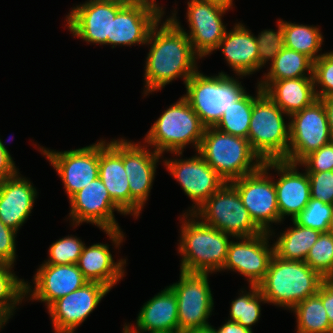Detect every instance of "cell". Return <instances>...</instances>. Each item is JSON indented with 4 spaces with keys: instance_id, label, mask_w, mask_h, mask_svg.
<instances>
[{
    "instance_id": "1",
    "label": "cell",
    "mask_w": 333,
    "mask_h": 333,
    "mask_svg": "<svg viewBox=\"0 0 333 333\" xmlns=\"http://www.w3.org/2000/svg\"><path fill=\"white\" fill-rule=\"evenodd\" d=\"M160 28L158 25H160ZM150 50L145 64V95L161 90L176 78L184 84L198 71L195 53L188 36L170 18L161 19L151 29L146 45Z\"/></svg>"
},
{
    "instance_id": "2",
    "label": "cell",
    "mask_w": 333,
    "mask_h": 333,
    "mask_svg": "<svg viewBox=\"0 0 333 333\" xmlns=\"http://www.w3.org/2000/svg\"><path fill=\"white\" fill-rule=\"evenodd\" d=\"M182 216L178 246V252L182 256L180 270L208 274L220 272L226 261L231 235L206 225L199 219L195 220L193 213H184Z\"/></svg>"
},
{
    "instance_id": "3",
    "label": "cell",
    "mask_w": 333,
    "mask_h": 333,
    "mask_svg": "<svg viewBox=\"0 0 333 333\" xmlns=\"http://www.w3.org/2000/svg\"><path fill=\"white\" fill-rule=\"evenodd\" d=\"M324 280L305 261L284 260L274 254L258 287L267 304L291 310L307 297L317 294Z\"/></svg>"
},
{
    "instance_id": "4",
    "label": "cell",
    "mask_w": 333,
    "mask_h": 333,
    "mask_svg": "<svg viewBox=\"0 0 333 333\" xmlns=\"http://www.w3.org/2000/svg\"><path fill=\"white\" fill-rule=\"evenodd\" d=\"M197 152L226 182L251 174L263 165L248 139L215 127L205 128Z\"/></svg>"
},
{
    "instance_id": "5",
    "label": "cell",
    "mask_w": 333,
    "mask_h": 333,
    "mask_svg": "<svg viewBox=\"0 0 333 333\" xmlns=\"http://www.w3.org/2000/svg\"><path fill=\"white\" fill-rule=\"evenodd\" d=\"M205 126L182 96L166 109L147 132L144 143L153 146L154 151H165L180 157L186 145L191 144L198 151L204 135Z\"/></svg>"
},
{
    "instance_id": "6",
    "label": "cell",
    "mask_w": 333,
    "mask_h": 333,
    "mask_svg": "<svg viewBox=\"0 0 333 333\" xmlns=\"http://www.w3.org/2000/svg\"><path fill=\"white\" fill-rule=\"evenodd\" d=\"M281 110L257 86L250 119L248 141L263 162L284 160L289 148V122L286 125Z\"/></svg>"
},
{
    "instance_id": "7",
    "label": "cell",
    "mask_w": 333,
    "mask_h": 333,
    "mask_svg": "<svg viewBox=\"0 0 333 333\" xmlns=\"http://www.w3.org/2000/svg\"><path fill=\"white\" fill-rule=\"evenodd\" d=\"M185 88L183 97L205 127H214L226 108L246 92L241 82L222 71L217 76L196 71L185 83Z\"/></svg>"
},
{
    "instance_id": "8",
    "label": "cell",
    "mask_w": 333,
    "mask_h": 333,
    "mask_svg": "<svg viewBox=\"0 0 333 333\" xmlns=\"http://www.w3.org/2000/svg\"><path fill=\"white\" fill-rule=\"evenodd\" d=\"M206 225L233 238L256 236L263 231L251 219L237 189L226 182L213 193L194 213Z\"/></svg>"
},
{
    "instance_id": "9",
    "label": "cell",
    "mask_w": 333,
    "mask_h": 333,
    "mask_svg": "<svg viewBox=\"0 0 333 333\" xmlns=\"http://www.w3.org/2000/svg\"><path fill=\"white\" fill-rule=\"evenodd\" d=\"M69 201V216L74 226L82 222L95 224L106 232L116 247L120 246L124 235L113 213L126 214L113 202L99 177L75 193Z\"/></svg>"
},
{
    "instance_id": "10",
    "label": "cell",
    "mask_w": 333,
    "mask_h": 333,
    "mask_svg": "<svg viewBox=\"0 0 333 333\" xmlns=\"http://www.w3.org/2000/svg\"><path fill=\"white\" fill-rule=\"evenodd\" d=\"M289 148L285 161L299 164L332 141L327 112L320 99L289 116Z\"/></svg>"
},
{
    "instance_id": "11",
    "label": "cell",
    "mask_w": 333,
    "mask_h": 333,
    "mask_svg": "<svg viewBox=\"0 0 333 333\" xmlns=\"http://www.w3.org/2000/svg\"><path fill=\"white\" fill-rule=\"evenodd\" d=\"M208 281V273L180 270L178 283L168 286L177 298L179 331L211 326L207 320L212 315L214 301Z\"/></svg>"
},
{
    "instance_id": "12",
    "label": "cell",
    "mask_w": 333,
    "mask_h": 333,
    "mask_svg": "<svg viewBox=\"0 0 333 333\" xmlns=\"http://www.w3.org/2000/svg\"><path fill=\"white\" fill-rule=\"evenodd\" d=\"M268 171V161H265L255 172L230 182L251 219L263 232H271V223H280L276 188Z\"/></svg>"
},
{
    "instance_id": "13",
    "label": "cell",
    "mask_w": 333,
    "mask_h": 333,
    "mask_svg": "<svg viewBox=\"0 0 333 333\" xmlns=\"http://www.w3.org/2000/svg\"><path fill=\"white\" fill-rule=\"evenodd\" d=\"M187 4L189 33L181 27L176 13H172L169 18L188 36L195 53L204 58L215 51L223 39L226 26L221 18L230 8L205 0H190Z\"/></svg>"
},
{
    "instance_id": "14",
    "label": "cell",
    "mask_w": 333,
    "mask_h": 333,
    "mask_svg": "<svg viewBox=\"0 0 333 333\" xmlns=\"http://www.w3.org/2000/svg\"><path fill=\"white\" fill-rule=\"evenodd\" d=\"M126 3L125 0H88L77 5L66 17L68 30L87 43L111 45L112 18Z\"/></svg>"
},
{
    "instance_id": "15",
    "label": "cell",
    "mask_w": 333,
    "mask_h": 333,
    "mask_svg": "<svg viewBox=\"0 0 333 333\" xmlns=\"http://www.w3.org/2000/svg\"><path fill=\"white\" fill-rule=\"evenodd\" d=\"M39 148L61 177L69 199L98 177L99 142L64 152Z\"/></svg>"
},
{
    "instance_id": "16",
    "label": "cell",
    "mask_w": 333,
    "mask_h": 333,
    "mask_svg": "<svg viewBox=\"0 0 333 333\" xmlns=\"http://www.w3.org/2000/svg\"><path fill=\"white\" fill-rule=\"evenodd\" d=\"M163 160L170 175L181 185L184 193L194 202L189 212L194 213L226 181L202 158Z\"/></svg>"
},
{
    "instance_id": "17",
    "label": "cell",
    "mask_w": 333,
    "mask_h": 333,
    "mask_svg": "<svg viewBox=\"0 0 333 333\" xmlns=\"http://www.w3.org/2000/svg\"><path fill=\"white\" fill-rule=\"evenodd\" d=\"M162 155L147 145L123 139V165L130 188V214L136 219L144 207L155 178L156 164Z\"/></svg>"
},
{
    "instance_id": "18",
    "label": "cell",
    "mask_w": 333,
    "mask_h": 333,
    "mask_svg": "<svg viewBox=\"0 0 333 333\" xmlns=\"http://www.w3.org/2000/svg\"><path fill=\"white\" fill-rule=\"evenodd\" d=\"M271 232L256 236L236 238L231 241L222 270L237 271L245 276L249 285H258L265 277L270 261L274 256V245L269 247Z\"/></svg>"
},
{
    "instance_id": "19",
    "label": "cell",
    "mask_w": 333,
    "mask_h": 333,
    "mask_svg": "<svg viewBox=\"0 0 333 333\" xmlns=\"http://www.w3.org/2000/svg\"><path fill=\"white\" fill-rule=\"evenodd\" d=\"M111 289L103 284L88 282L83 287L54 301L48 313L55 332H73L97 308Z\"/></svg>"
},
{
    "instance_id": "20",
    "label": "cell",
    "mask_w": 333,
    "mask_h": 333,
    "mask_svg": "<svg viewBox=\"0 0 333 333\" xmlns=\"http://www.w3.org/2000/svg\"><path fill=\"white\" fill-rule=\"evenodd\" d=\"M33 281L35 284L33 290L26 282V296L28 295L27 297L31 300H40L46 303V308L57 299L88 283L77 264L51 265L43 263L37 269Z\"/></svg>"
},
{
    "instance_id": "21",
    "label": "cell",
    "mask_w": 333,
    "mask_h": 333,
    "mask_svg": "<svg viewBox=\"0 0 333 333\" xmlns=\"http://www.w3.org/2000/svg\"><path fill=\"white\" fill-rule=\"evenodd\" d=\"M296 163L285 160L268 161V169L278 171L279 179L274 181L277 194L280 223L284 216L293 220L310 200V180L308 173L297 171Z\"/></svg>"
},
{
    "instance_id": "22",
    "label": "cell",
    "mask_w": 333,
    "mask_h": 333,
    "mask_svg": "<svg viewBox=\"0 0 333 333\" xmlns=\"http://www.w3.org/2000/svg\"><path fill=\"white\" fill-rule=\"evenodd\" d=\"M98 177L106 186L113 202L130 215V188L123 165V139L99 142Z\"/></svg>"
},
{
    "instance_id": "23",
    "label": "cell",
    "mask_w": 333,
    "mask_h": 333,
    "mask_svg": "<svg viewBox=\"0 0 333 333\" xmlns=\"http://www.w3.org/2000/svg\"><path fill=\"white\" fill-rule=\"evenodd\" d=\"M18 174L0 181V220L16 232L30 216L37 196L30 180Z\"/></svg>"
},
{
    "instance_id": "24",
    "label": "cell",
    "mask_w": 333,
    "mask_h": 333,
    "mask_svg": "<svg viewBox=\"0 0 333 333\" xmlns=\"http://www.w3.org/2000/svg\"><path fill=\"white\" fill-rule=\"evenodd\" d=\"M160 19L146 7L126 3L112 18V47L146 44L151 29Z\"/></svg>"
},
{
    "instance_id": "25",
    "label": "cell",
    "mask_w": 333,
    "mask_h": 333,
    "mask_svg": "<svg viewBox=\"0 0 333 333\" xmlns=\"http://www.w3.org/2000/svg\"><path fill=\"white\" fill-rule=\"evenodd\" d=\"M136 326L125 325L131 333H170L179 331L178 303L175 293L167 286L145 302L141 308Z\"/></svg>"
},
{
    "instance_id": "26",
    "label": "cell",
    "mask_w": 333,
    "mask_h": 333,
    "mask_svg": "<svg viewBox=\"0 0 333 333\" xmlns=\"http://www.w3.org/2000/svg\"><path fill=\"white\" fill-rule=\"evenodd\" d=\"M219 48L228 65L239 77L253 74L259 69L256 38L243 24H236L230 32L226 30L216 50Z\"/></svg>"
},
{
    "instance_id": "27",
    "label": "cell",
    "mask_w": 333,
    "mask_h": 333,
    "mask_svg": "<svg viewBox=\"0 0 333 333\" xmlns=\"http://www.w3.org/2000/svg\"><path fill=\"white\" fill-rule=\"evenodd\" d=\"M258 83L265 94L284 111L286 116L301 111L317 100L313 77Z\"/></svg>"
},
{
    "instance_id": "28",
    "label": "cell",
    "mask_w": 333,
    "mask_h": 333,
    "mask_svg": "<svg viewBox=\"0 0 333 333\" xmlns=\"http://www.w3.org/2000/svg\"><path fill=\"white\" fill-rule=\"evenodd\" d=\"M126 259L114 262L109 245L97 243L83 247L77 262L78 268L88 282L103 284L110 289L124 277Z\"/></svg>"
},
{
    "instance_id": "29",
    "label": "cell",
    "mask_w": 333,
    "mask_h": 333,
    "mask_svg": "<svg viewBox=\"0 0 333 333\" xmlns=\"http://www.w3.org/2000/svg\"><path fill=\"white\" fill-rule=\"evenodd\" d=\"M292 222L294 227L283 231L273 244L274 254L284 260L305 261L321 232Z\"/></svg>"
},
{
    "instance_id": "30",
    "label": "cell",
    "mask_w": 333,
    "mask_h": 333,
    "mask_svg": "<svg viewBox=\"0 0 333 333\" xmlns=\"http://www.w3.org/2000/svg\"><path fill=\"white\" fill-rule=\"evenodd\" d=\"M270 65L269 72L264 74V79L260 82L313 77V61L308 56L286 47L276 55Z\"/></svg>"
},
{
    "instance_id": "31",
    "label": "cell",
    "mask_w": 333,
    "mask_h": 333,
    "mask_svg": "<svg viewBox=\"0 0 333 333\" xmlns=\"http://www.w3.org/2000/svg\"><path fill=\"white\" fill-rule=\"evenodd\" d=\"M284 46L308 56L313 62L322 54H317L321 49L323 35L316 26L295 24L282 20Z\"/></svg>"
},
{
    "instance_id": "32",
    "label": "cell",
    "mask_w": 333,
    "mask_h": 333,
    "mask_svg": "<svg viewBox=\"0 0 333 333\" xmlns=\"http://www.w3.org/2000/svg\"><path fill=\"white\" fill-rule=\"evenodd\" d=\"M291 310L297 316V333H333L322 300L317 294L307 297Z\"/></svg>"
},
{
    "instance_id": "33",
    "label": "cell",
    "mask_w": 333,
    "mask_h": 333,
    "mask_svg": "<svg viewBox=\"0 0 333 333\" xmlns=\"http://www.w3.org/2000/svg\"><path fill=\"white\" fill-rule=\"evenodd\" d=\"M253 103L254 96L245 92L226 108L214 127L224 133L247 139Z\"/></svg>"
},
{
    "instance_id": "34",
    "label": "cell",
    "mask_w": 333,
    "mask_h": 333,
    "mask_svg": "<svg viewBox=\"0 0 333 333\" xmlns=\"http://www.w3.org/2000/svg\"><path fill=\"white\" fill-rule=\"evenodd\" d=\"M12 267L0 263V314L8 321L16 310V305L21 304L26 297V282L11 271Z\"/></svg>"
},
{
    "instance_id": "35",
    "label": "cell",
    "mask_w": 333,
    "mask_h": 333,
    "mask_svg": "<svg viewBox=\"0 0 333 333\" xmlns=\"http://www.w3.org/2000/svg\"><path fill=\"white\" fill-rule=\"evenodd\" d=\"M249 291L245 293L242 290V295L232 301L229 321L238 322L245 328L252 330V325L258 322L261 315V302H267L258 285H250Z\"/></svg>"
},
{
    "instance_id": "36",
    "label": "cell",
    "mask_w": 333,
    "mask_h": 333,
    "mask_svg": "<svg viewBox=\"0 0 333 333\" xmlns=\"http://www.w3.org/2000/svg\"><path fill=\"white\" fill-rule=\"evenodd\" d=\"M305 262L324 279H333V234L321 232Z\"/></svg>"
},
{
    "instance_id": "37",
    "label": "cell",
    "mask_w": 333,
    "mask_h": 333,
    "mask_svg": "<svg viewBox=\"0 0 333 333\" xmlns=\"http://www.w3.org/2000/svg\"><path fill=\"white\" fill-rule=\"evenodd\" d=\"M332 211V204L310 198L306 207L293 220L300 226L328 232Z\"/></svg>"
},
{
    "instance_id": "38",
    "label": "cell",
    "mask_w": 333,
    "mask_h": 333,
    "mask_svg": "<svg viewBox=\"0 0 333 333\" xmlns=\"http://www.w3.org/2000/svg\"><path fill=\"white\" fill-rule=\"evenodd\" d=\"M85 244L76 236H67L52 243L49 258L44 263L51 265L77 264Z\"/></svg>"
},
{
    "instance_id": "39",
    "label": "cell",
    "mask_w": 333,
    "mask_h": 333,
    "mask_svg": "<svg viewBox=\"0 0 333 333\" xmlns=\"http://www.w3.org/2000/svg\"><path fill=\"white\" fill-rule=\"evenodd\" d=\"M258 45L259 69L272 62L276 55L285 47L282 20L278 21V30H263L256 37Z\"/></svg>"
},
{
    "instance_id": "40",
    "label": "cell",
    "mask_w": 333,
    "mask_h": 333,
    "mask_svg": "<svg viewBox=\"0 0 333 333\" xmlns=\"http://www.w3.org/2000/svg\"><path fill=\"white\" fill-rule=\"evenodd\" d=\"M314 86L317 99L333 95V51L323 53L313 62ZM318 90V91H317Z\"/></svg>"
},
{
    "instance_id": "41",
    "label": "cell",
    "mask_w": 333,
    "mask_h": 333,
    "mask_svg": "<svg viewBox=\"0 0 333 333\" xmlns=\"http://www.w3.org/2000/svg\"><path fill=\"white\" fill-rule=\"evenodd\" d=\"M310 197L333 205V171L307 172Z\"/></svg>"
},
{
    "instance_id": "42",
    "label": "cell",
    "mask_w": 333,
    "mask_h": 333,
    "mask_svg": "<svg viewBox=\"0 0 333 333\" xmlns=\"http://www.w3.org/2000/svg\"><path fill=\"white\" fill-rule=\"evenodd\" d=\"M306 172L333 171V141L310 153L299 164Z\"/></svg>"
},
{
    "instance_id": "43",
    "label": "cell",
    "mask_w": 333,
    "mask_h": 333,
    "mask_svg": "<svg viewBox=\"0 0 333 333\" xmlns=\"http://www.w3.org/2000/svg\"><path fill=\"white\" fill-rule=\"evenodd\" d=\"M16 234L15 230L0 220V263L13 266L16 258Z\"/></svg>"
},
{
    "instance_id": "44",
    "label": "cell",
    "mask_w": 333,
    "mask_h": 333,
    "mask_svg": "<svg viewBox=\"0 0 333 333\" xmlns=\"http://www.w3.org/2000/svg\"><path fill=\"white\" fill-rule=\"evenodd\" d=\"M317 295L322 300L330 326L333 329V279H325L318 289Z\"/></svg>"
},
{
    "instance_id": "45",
    "label": "cell",
    "mask_w": 333,
    "mask_h": 333,
    "mask_svg": "<svg viewBox=\"0 0 333 333\" xmlns=\"http://www.w3.org/2000/svg\"><path fill=\"white\" fill-rule=\"evenodd\" d=\"M17 172L19 171L17 170L8 149L0 139V181L14 176Z\"/></svg>"
},
{
    "instance_id": "46",
    "label": "cell",
    "mask_w": 333,
    "mask_h": 333,
    "mask_svg": "<svg viewBox=\"0 0 333 333\" xmlns=\"http://www.w3.org/2000/svg\"><path fill=\"white\" fill-rule=\"evenodd\" d=\"M217 333H253L252 330L245 328L240 325L238 322L226 321L218 330Z\"/></svg>"
},
{
    "instance_id": "47",
    "label": "cell",
    "mask_w": 333,
    "mask_h": 333,
    "mask_svg": "<svg viewBox=\"0 0 333 333\" xmlns=\"http://www.w3.org/2000/svg\"><path fill=\"white\" fill-rule=\"evenodd\" d=\"M127 3L132 4V5H138V6H143L146 7L152 11H154L157 15H159L161 18L163 14L165 13L163 11V8L158 6L155 0H125Z\"/></svg>"
},
{
    "instance_id": "48",
    "label": "cell",
    "mask_w": 333,
    "mask_h": 333,
    "mask_svg": "<svg viewBox=\"0 0 333 333\" xmlns=\"http://www.w3.org/2000/svg\"><path fill=\"white\" fill-rule=\"evenodd\" d=\"M320 100L323 102L327 112L330 133L333 141V95L321 98Z\"/></svg>"
},
{
    "instance_id": "49",
    "label": "cell",
    "mask_w": 333,
    "mask_h": 333,
    "mask_svg": "<svg viewBox=\"0 0 333 333\" xmlns=\"http://www.w3.org/2000/svg\"><path fill=\"white\" fill-rule=\"evenodd\" d=\"M185 333H217V332H216V329L214 327L208 326V327H205V328L192 329V330H189Z\"/></svg>"
},
{
    "instance_id": "50",
    "label": "cell",
    "mask_w": 333,
    "mask_h": 333,
    "mask_svg": "<svg viewBox=\"0 0 333 333\" xmlns=\"http://www.w3.org/2000/svg\"><path fill=\"white\" fill-rule=\"evenodd\" d=\"M205 1L216 2L218 4L226 6L228 8H232V6H233V0H205Z\"/></svg>"
},
{
    "instance_id": "51",
    "label": "cell",
    "mask_w": 333,
    "mask_h": 333,
    "mask_svg": "<svg viewBox=\"0 0 333 333\" xmlns=\"http://www.w3.org/2000/svg\"><path fill=\"white\" fill-rule=\"evenodd\" d=\"M7 321L8 320L2 314H0V330L7 323Z\"/></svg>"
},
{
    "instance_id": "52",
    "label": "cell",
    "mask_w": 333,
    "mask_h": 333,
    "mask_svg": "<svg viewBox=\"0 0 333 333\" xmlns=\"http://www.w3.org/2000/svg\"><path fill=\"white\" fill-rule=\"evenodd\" d=\"M328 232L333 234V211H332V215H331V219H330V223H329V227H328Z\"/></svg>"
},
{
    "instance_id": "53",
    "label": "cell",
    "mask_w": 333,
    "mask_h": 333,
    "mask_svg": "<svg viewBox=\"0 0 333 333\" xmlns=\"http://www.w3.org/2000/svg\"><path fill=\"white\" fill-rule=\"evenodd\" d=\"M170 333H185V332H182V331H175V332H170Z\"/></svg>"
},
{
    "instance_id": "54",
    "label": "cell",
    "mask_w": 333,
    "mask_h": 333,
    "mask_svg": "<svg viewBox=\"0 0 333 333\" xmlns=\"http://www.w3.org/2000/svg\"><path fill=\"white\" fill-rule=\"evenodd\" d=\"M55 333H73V332H55Z\"/></svg>"
}]
</instances>
